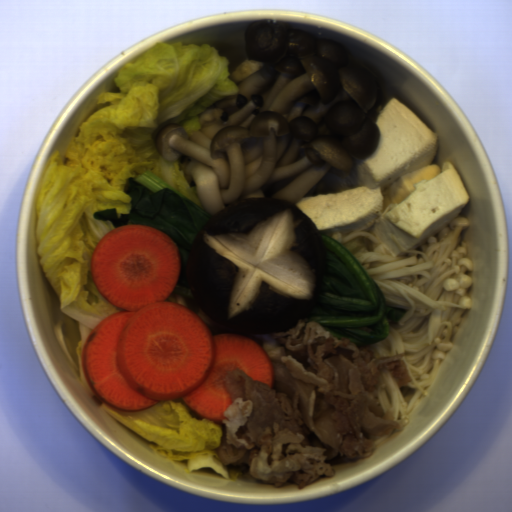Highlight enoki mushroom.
Here are the masks:
<instances>
[{
  "mask_svg": "<svg viewBox=\"0 0 512 512\" xmlns=\"http://www.w3.org/2000/svg\"><path fill=\"white\" fill-rule=\"evenodd\" d=\"M396 429H392V431L390 433H387L385 435H382V436H377L375 442L373 443L372 447H373V450L378 447L381 443H383L386 439H388L392 433L395 431Z\"/></svg>",
  "mask_w": 512,
  "mask_h": 512,
  "instance_id": "6f350940",
  "label": "enoki mushroom"
},
{
  "mask_svg": "<svg viewBox=\"0 0 512 512\" xmlns=\"http://www.w3.org/2000/svg\"><path fill=\"white\" fill-rule=\"evenodd\" d=\"M373 224L329 236L360 262L389 308L405 311L399 321L387 318L386 338L369 345L378 357L405 354L411 382L399 386L383 370L373 394L383 409H393L394 419L406 426L414 407L429 391L471 307L474 270L465 246L470 220L458 214L413 250H406L390 236L404 255H396L370 233Z\"/></svg>",
  "mask_w": 512,
  "mask_h": 512,
  "instance_id": "cea9216a",
  "label": "enoki mushroom"
},
{
  "mask_svg": "<svg viewBox=\"0 0 512 512\" xmlns=\"http://www.w3.org/2000/svg\"><path fill=\"white\" fill-rule=\"evenodd\" d=\"M57 342L73 369L81 376L78 347L80 343L78 324L66 313L54 323Z\"/></svg>",
  "mask_w": 512,
  "mask_h": 512,
  "instance_id": "6df1b440",
  "label": "enoki mushroom"
}]
</instances>
